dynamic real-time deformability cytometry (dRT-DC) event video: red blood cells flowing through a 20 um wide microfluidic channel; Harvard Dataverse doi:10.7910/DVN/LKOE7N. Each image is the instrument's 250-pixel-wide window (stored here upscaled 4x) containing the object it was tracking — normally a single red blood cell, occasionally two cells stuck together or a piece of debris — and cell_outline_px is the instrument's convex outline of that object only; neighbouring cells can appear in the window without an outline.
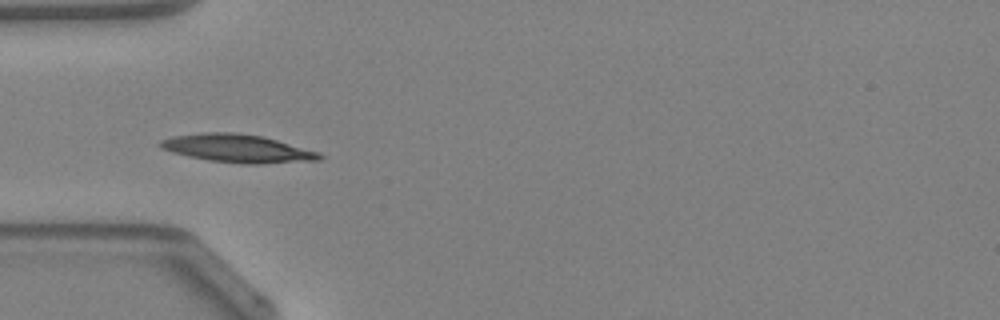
{"species": "Egyptian fruit bat (a non-hibernating species)", "species_latin": "Rousettus aegyptiacus", "temperature_condition": "warm", "stored_images_in_passage": 47, "camera_frame_rate_fps": 3000, "um_per_image_px": 0.085, "animal": {"sex": "female"}, "frame": {"image": 1, "passage_image": 14, "time_ms": 4.333, "image_size_px": [1000, 320], "cell_outline_px": [[324, 156], [320, 160], [260, 164], [240, 164], [208, 160], [188, 156], [172, 152], [160, 148], [156, 144], [160, 140], [172, 136], [204, 132], [232, 132], [260, 136], [276, 140], [320, 152]], "centroid_in_image_um": [20.15, 12.62], "position_along_channel_um": 64.8, "area_um2": 26.13}, "authors_computed_cell_mechanics": {"area_um2": 23.0622, "velocity_mm_per_s": 4.2335, "shape_relaxation_time_tau1_ms": 3.4064, "shape_relaxation_time_tau2_ms": 3.1169, "deformation_change_tau1": 0.1602, "deformation_change_tau2": 0.0708}}